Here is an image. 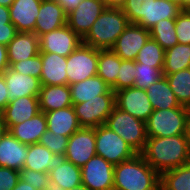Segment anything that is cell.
Segmentation results:
<instances>
[{"label": "cell", "instance_id": "cell-1", "mask_svg": "<svg viewBox=\"0 0 190 190\" xmlns=\"http://www.w3.org/2000/svg\"><path fill=\"white\" fill-rule=\"evenodd\" d=\"M140 154L159 174L190 162V148L185 135L148 137Z\"/></svg>", "mask_w": 190, "mask_h": 190}, {"label": "cell", "instance_id": "cell-2", "mask_svg": "<svg viewBox=\"0 0 190 190\" xmlns=\"http://www.w3.org/2000/svg\"><path fill=\"white\" fill-rule=\"evenodd\" d=\"M114 190H160V174L141 154L114 166Z\"/></svg>", "mask_w": 190, "mask_h": 190}, {"label": "cell", "instance_id": "cell-3", "mask_svg": "<svg viewBox=\"0 0 190 190\" xmlns=\"http://www.w3.org/2000/svg\"><path fill=\"white\" fill-rule=\"evenodd\" d=\"M129 24L121 8L106 7L82 39V43L99 50L111 49Z\"/></svg>", "mask_w": 190, "mask_h": 190}, {"label": "cell", "instance_id": "cell-4", "mask_svg": "<svg viewBox=\"0 0 190 190\" xmlns=\"http://www.w3.org/2000/svg\"><path fill=\"white\" fill-rule=\"evenodd\" d=\"M105 125L122 137L138 154L143 151L148 138L146 122L115 106Z\"/></svg>", "mask_w": 190, "mask_h": 190}, {"label": "cell", "instance_id": "cell-5", "mask_svg": "<svg viewBox=\"0 0 190 190\" xmlns=\"http://www.w3.org/2000/svg\"><path fill=\"white\" fill-rule=\"evenodd\" d=\"M190 108L153 110L146 121L147 137L185 135Z\"/></svg>", "mask_w": 190, "mask_h": 190}, {"label": "cell", "instance_id": "cell-6", "mask_svg": "<svg viewBox=\"0 0 190 190\" xmlns=\"http://www.w3.org/2000/svg\"><path fill=\"white\" fill-rule=\"evenodd\" d=\"M96 155L114 166L138 154L122 137L105 124L95 127Z\"/></svg>", "mask_w": 190, "mask_h": 190}, {"label": "cell", "instance_id": "cell-7", "mask_svg": "<svg viewBox=\"0 0 190 190\" xmlns=\"http://www.w3.org/2000/svg\"><path fill=\"white\" fill-rule=\"evenodd\" d=\"M81 127L95 128L106 123L115 105V94H102L97 98L72 105Z\"/></svg>", "mask_w": 190, "mask_h": 190}, {"label": "cell", "instance_id": "cell-8", "mask_svg": "<svg viewBox=\"0 0 190 190\" xmlns=\"http://www.w3.org/2000/svg\"><path fill=\"white\" fill-rule=\"evenodd\" d=\"M98 49L81 43L68 57L66 73L68 85L97 75Z\"/></svg>", "mask_w": 190, "mask_h": 190}, {"label": "cell", "instance_id": "cell-9", "mask_svg": "<svg viewBox=\"0 0 190 190\" xmlns=\"http://www.w3.org/2000/svg\"><path fill=\"white\" fill-rule=\"evenodd\" d=\"M95 155V128L81 127L68 138L63 158L75 166L82 167Z\"/></svg>", "mask_w": 190, "mask_h": 190}, {"label": "cell", "instance_id": "cell-10", "mask_svg": "<svg viewBox=\"0 0 190 190\" xmlns=\"http://www.w3.org/2000/svg\"><path fill=\"white\" fill-rule=\"evenodd\" d=\"M114 165L95 155L81 167L82 184L90 190L113 189Z\"/></svg>", "mask_w": 190, "mask_h": 190}, {"label": "cell", "instance_id": "cell-11", "mask_svg": "<svg viewBox=\"0 0 190 190\" xmlns=\"http://www.w3.org/2000/svg\"><path fill=\"white\" fill-rule=\"evenodd\" d=\"M40 52L55 53L68 57L82 39L66 24L65 26L38 37Z\"/></svg>", "mask_w": 190, "mask_h": 190}, {"label": "cell", "instance_id": "cell-12", "mask_svg": "<svg viewBox=\"0 0 190 190\" xmlns=\"http://www.w3.org/2000/svg\"><path fill=\"white\" fill-rule=\"evenodd\" d=\"M115 105L137 119L146 122L153 112L151 102L144 89L135 87L115 91Z\"/></svg>", "mask_w": 190, "mask_h": 190}, {"label": "cell", "instance_id": "cell-13", "mask_svg": "<svg viewBox=\"0 0 190 190\" xmlns=\"http://www.w3.org/2000/svg\"><path fill=\"white\" fill-rule=\"evenodd\" d=\"M106 7L103 0H82L67 14V25L83 39Z\"/></svg>", "mask_w": 190, "mask_h": 190}, {"label": "cell", "instance_id": "cell-14", "mask_svg": "<svg viewBox=\"0 0 190 190\" xmlns=\"http://www.w3.org/2000/svg\"><path fill=\"white\" fill-rule=\"evenodd\" d=\"M150 38L148 29L129 24L111 48L122 60H136L138 52Z\"/></svg>", "mask_w": 190, "mask_h": 190}, {"label": "cell", "instance_id": "cell-15", "mask_svg": "<svg viewBox=\"0 0 190 190\" xmlns=\"http://www.w3.org/2000/svg\"><path fill=\"white\" fill-rule=\"evenodd\" d=\"M67 24V13L56 0H42L34 33L39 37Z\"/></svg>", "mask_w": 190, "mask_h": 190}, {"label": "cell", "instance_id": "cell-16", "mask_svg": "<svg viewBox=\"0 0 190 190\" xmlns=\"http://www.w3.org/2000/svg\"><path fill=\"white\" fill-rule=\"evenodd\" d=\"M41 3L42 0H14L9 11L18 32H34Z\"/></svg>", "mask_w": 190, "mask_h": 190}, {"label": "cell", "instance_id": "cell-17", "mask_svg": "<svg viewBox=\"0 0 190 190\" xmlns=\"http://www.w3.org/2000/svg\"><path fill=\"white\" fill-rule=\"evenodd\" d=\"M39 112L38 96H24L10 100L1 113L7 128H9L31 119Z\"/></svg>", "mask_w": 190, "mask_h": 190}, {"label": "cell", "instance_id": "cell-18", "mask_svg": "<svg viewBox=\"0 0 190 190\" xmlns=\"http://www.w3.org/2000/svg\"><path fill=\"white\" fill-rule=\"evenodd\" d=\"M3 76L10 100L24 96H39L41 89L40 79L16 72L10 67L5 70Z\"/></svg>", "mask_w": 190, "mask_h": 190}, {"label": "cell", "instance_id": "cell-19", "mask_svg": "<svg viewBox=\"0 0 190 190\" xmlns=\"http://www.w3.org/2000/svg\"><path fill=\"white\" fill-rule=\"evenodd\" d=\"M52 187L56 190H69L82 184L81 167L61 157L48 172Z\"/></svg>", "mask_w": 190, "mask_h": 190}, {"label": "cell", "instance_id": "cell-20", "mask_svg": "<svg viewBox=\"0 0 190 190\" xmlns=\"http://www.w3.org/2000/svg\"><path fill=\"white\" fill-rule=\"evenodd\" d=\"M41 60V85H68L67 57L50 52H41Z\"/></svg>", "mask_w": 190, "mask_h": 190}, {"label": "cell", "instance_id": "cell-21", "mask_svg": "<svg viewBox=\"0 0 190 190\" xmlns=\"http://www.w3.org/2000/svg\"><path fill=\"white\" fill-rule=\"evenodd\" d=\"M28 154V145L21 143L9 132L0 141V167L21 171Z\"/></svg>", "mask_w": 190, "mask_h": 190}, {"label": "cell", "instance_id": "cell-22", "mask_svg": "<svg viewBox=\"0 0 190 190\" xmlns=\"http://www.w3.org/2000/svg\"><path fill=\"white\" fill-rule=\"evenodd\" d=\"M39 53V39L34 32H18L7 45L9 66Z\"/></svg>", "mask_w": 190, "mask_h": 190}, {"label": "cell", "instance_id": "cell-23", "mask_svg": "<svg viewBox=\"0 0 190 190\" xmlns=\"http://www.w3.org/2000/svg\"><path fill=\"white\" fill-rule=\"evenodd\" d=\"M47 130V120L44 112H39L29 120L10 126L8 132L21 143L32 145L39 143L41 136Z\"/></svg>", "mask_w": 190, "mask_h": 190}, {"label": "cell", "instance_id": "cell-24", "mask_svg": "<svg viewBox=\"0 0 190 190\" xmlns=\"http://www.w3.org/2000/svg\"><path fill=\"white\" fill-rule=\"evenodd\" d=\"M38 98L39 109L44 113L73 105L69 85H41Z\"/></svg>", "mask_w": 190, "mask_h": 190}, {"label": "cell", "instance_id": "cell-25", "mask_svg": "<svg viewBox=\"0 0 190 190\" xmlns=\"http://www.w3.org/2000/svg\"><path fill=\"white\" fill-rule=\"evenodd\" d=\"M47 129L53 133L70 137L81 128L73 106L45 112Z\"/></svg>", "mask_w": 190, "mask_h": 190}, {"label": "cell", "instance_id": "cell-26", "mask_svg": "<svg viewBox=\"0 0 190 190\" xmlns=\"http://www.w3.org/2000/svg\"><path fill=\"white\" fill-rule=\"evenodd\" d=\"M69 87L73 104L83 103L92 98H97L98 95L102 94H115V92L98 75L71 84Z\"/></svg>", "mask_w": 190, "mask_h": 190}, {"label": "cell", "instance_id": "cell-27", "mask_svg": "<svg viewBox=\"0 0 190 190\" xmlns=\"http://www.w3.org/2000/svg\"><path fill=\"white\" fill-rule=\"evenodd\" d=\"M153 110L187 108L181 106L165 76L145 89Z\"/></svg>", "mask_w": 190, "mask_h": 190}, {"label": "cell", "instance_id": "cell-28", "mask_svg": "<svg viewBox=\"0 0 190 190\" xmlns=\"http://www.w3.org/2000/svg\"><path fill=\"white\" fill-rule=\"evenodd\" d=\"M122 59L111 49H98L97 75L115 92Z\"/></svg>", "mask_w": 190, "mask_h": 190}, {"label": "cell", "instance_id": "cell-29", "mask_svg": "<svg viewBox=\"0 0 190 190\" xmlns=\"http://www.w3.org/2000/svg\"><path fill=\"white\" fill-rule=\"evenodd\" d=\"M58 158L42 144L35 143L28 145V154L23 168L48 173Z\"/></svg>", "mask_w": 190, "mask_h": 190}, {"label": "cell", "instance_id": "cell-30", "mask_svg": "<svg viewBox=\"0 0 190 190\" xmlns=\"http://www.w3.org/2000/svg\"><path fill=\"white\" fill-rule=\"evenodd\" d=\"M190 68V44L177 43L165 50L163 75Z\"/></svg>", "mask_w": 190, "mask_h": 190}, {"label": "cell", "instance_id": "cell-31", "mask_svg": "<svg viewBox=\"0 0 190 190\" xmlns=\"http://www.w3.org/2000/svg\"><path fill=\"white\" fill-rule=\"evenodd\" d=\"M160 190H190V162L161 173Z\"/></svg>", "mask_w": 190, "mask_h": 190}, {"label": "cell", "instance_id": "cell-32", "mask_svg": "<svg viewBox=\"0 0 190 190\" xmlns=\"http://www.w3.org/2000/svg\"><path fill=\"white\" fill-rule=\"evenodd\" d=\"M164 76L180 105L190 108V68Z\"/></svg>", "mask_w": 190, "mask_h": 190}, {"label": "cell", "instance_id": "cell-33", "mask_svg": "<svg viewBox=\"0 0 190 190\" xmlns=\"http://www.w3.org/2000/svg\"><path fill=\"white\" fill-rule=\"evenodd\" d=\"M150 38L154 39L164 50L178 43L175 31V19H163L149 29Z\"/></svg>", "mask_w": 190, "mask_h": 190}, {"label": "cell", "instance_id": "cell-34", "mask_svg": "<svg viewBox=\"0 0 190 190\" xmlns=\"http://www.w3.org/2000/svg\"><path fill=\"white\" fill-rule=\"evenodd\" d=\"M154 0H126L121 7L131 24H137L147 29L149 9Z\"/></svg>", "mask_w": 190, "mask_h": 190}, {"label": "cell", "instance_id": "cell-35", "mask_svg": "<svg viewBox=\"0 0 190 190\" xmlns=\"http://www.w3.org/2000/svg\"><path fill=\"white\" fill-rule=\"evenodd\" d=\"M182 10L178 5L168 0H154L149 9L147 29L149 30L160 20L175 19Z\"/></svg>", "mask_w": 190, "mask_h": 190}, {"label": "cell", "instance_id": "cell-36", "mask_svg": "<svg viewBox=\"0 0 190 190\" xmlns=\"http://www.w3.org/2000/svg\"><path fill=\"white\" fill-rule=\"evenodd\" d=\"M165 50L154 39L149 38L138 52L135 62L154 68L164 67Z\"/></svg>", "mask_w": 190, "mask_h": 190}, {"label": "cell", "instance_id": "cell-37", "mask_svg": "<svg viewBox=\"0 0 190 190\" xmlns=\"http://www.w3.org/2000/svg\"><path fill=\"white\" fill-rule=\"evenodd\" d=\"M135 88L147 89L148 86L155 83L163 77V68H154L152 66L144 65L143 63L135 62Z\"/></svg>", "mask_w": 190, "mask_h": 190}, {"label": "cell", "instance_id": "cell-38", "mask_svg": "<svg viewBox=\"0 0 190 190\" xmlns=\"http://www.w3.org/2000/svg\"><path fill=\"white\" fill-rule=\"evenodd\" d=\"M68 138L69 137L67 136H63L60 134L58 135L47 129L45 133L41 136L39 143L49 149L57 157L61 158L65 155Z\"/></svg>", "mask_w": 190, "mask_h": 190}, {"label": "cell", "instance_id": "cell-39", "mask_svg": "<svg viewBox=\"0 0 190 190\" xmlns=\"http://www.w3.org/2000/svg\"><path fill=\"white\" fill-rule=\"evenodd\" d=\"M20 179L32 185L37 190H49L53 188L48 173L23 168L20 171Z\"/></svg>", "mask_w": 190, "mask_h": 190}, {"label": "cell", "instance_id": "cell-40", "mask_svg": "<svg viewBox=\"0 0 190 190\" xmlns=\"http://www.w3.org/2000/svg\"><path fill=\"white\" fill-rule=\"evenodd\" d=\"M9 67L16 72L40 79L42 71L41 52L32 58L12 63Z\"/></svg>", "mask_w": 190, "mask_h": 190}, {"label": "cell", "instance_id": "cell-41", "mask_svg": "<svg viewBox=\"0 0 190 190\" xmlns=\"http://www.w3.org/2000/svg\"><path fill=\"white\" fill-rule=\"evenodd\" d=\"M135 71V61L122 60L116 82V91L134 86Z\"/></svg>", "mask_w": 190, "mask_h": 190}, {"label": "cell", "instance_id": "cell-42", "mask_svg": "<svg viewBox=\"0 0 190 190\" xmlns=\"http://www.w3.org/2000/svg\"><path fill=\"white\" fill-rule=\"evenodd\" d=\"M175 31L178 43L190 44V10L183 9L175 18Z\"/></svg>", "mask_w": 190, "mask_h": 190}, {"label": "cell", "instance_id": "cell-43", "mask_svg": "<svg viewBox=\"0 0 190 190\" xmlns=\"http://www.w3.org/2000/svg\"><path fill=\"white\" fill-rule=\"evenodd\" d=\"M20 179V171L0 167V190H13Z\"/></svg>", "mask_w": 190, "mask_h": 190}, {"label": "cell", "instance_id": "cell-44", "mask_svg": "<svg viewBox=\"0 0 190 190\" xmlns=\"http://www.w3.org/2000/svg\"><path fill=\"white\" fill-rule=\"evenodd\" d=\"M18 33L13 24L0 25V44L7 46Z\"/></svg>", "mask_w": 190, "mask_h": 190}, {"label": "cell", "instance_id": "cell-45", "mask_svg": "<svg viewBox=\"0 0 190 190\" xmlns=\"http://www.w3.org/2000/svg\"><path fill=\"white\" fill-rule=\"evenodd\" d=\"M10 99L8 89L6 87V81L3 74H0V112L8 105Z\"/></svg>", "mask_w": 190, "mask_h": 190}, {"label": "cell", "instance_id": "cell-46", "mask_svg": "<svg viewBox=\"0 0 190 190\" xmlns=\"http://www.w3.org/2000/svg\"><path fill=\"white\" fill-rule=\"evenodd\" d=\"M7 68H9L7 46L0 44V74H3Z\"/></svg>", "mask_w": 190, "mask_h": 190}, {"label": "cell", "instance_id": "cell-47", "mask_svg": "<svg viewBox=\"0 0 190 190\" xmlns=\"http://www.w3.org/2000/svg\"><path fill=\"white\" fill-rule=\"evenodd\" d=\"M56 1L64 8V11L68 14L73 9H76L78 4L82 0H56Z\"/></svg>", "mask_w": 190, "mask_h": 190}, {"label": "cell", "instance_id": "cell-48", "mask_svg": "<svg viewBox=\"0 0 190 190\" xmlns=\"http://www.w3.org/2000/svg\"><path fill=\"white\" fill-rule=\"evenodd\" d=\"M12 24L10 19L9 7H4L0 5V25Z\"/></svg>", "mask_w": 190, "mask_h": 190}, {"label": "cell", "instance_id": "cell-49", "mask_svg": "<svg viewBox=\"0 0 190 190\" xmlns=\"http://www.w3.org/2000/svg\"><path fill=\"white\" fill-rule=\"evenodd\" d=\"M13 190H37L32 185L27 184L23 180L19 179L17 185L13 188Z\"/></svg>", "mask_w": 190, "mask_h": 190}, {"label": "cell", "instance_id": "cell-50", "mask_svg": "<svg viewBox=\"0 0 190 190\" xmlns=\"http://www.w3.org/2000/svg\"><path fill=\"white\" fill-rule=\"evenodd\" d=\"M107 7L121 8L126 0H103Z\"/></svg>", "mask_w": 190, "mask_h": 190}, {"label": "cell", "instance_id": "cell-51", "mask_svg": "<svg viewBox=\"0 0 190 190\" xmlns=\"http://www.w3.org/2000/svg\"><path fill=\"white\" fill-rule=\"evenodd\" d=\"M7 132L8 128L3 120L2 113L0 112V141Z\"/></svg>", "mask_w": 190, "mask_h": 190}, {"label": "cell", "instance_id": "cell-52", "mask_svg": "<svg viewBox=\"0 0 190 190\" xmlns=\"http://www.w3.org/2000/svg\"><path fill=\"white\" fill-rule=\"evenodd\" d=\"M185 137L187 139V142L190 148V112L188 114L187 121H186Z\"/></svg>", "mask_w": 190, "mask_h": 190}, {"label": "cell", "instance_id": "cell-53", "mask_svg": "<svg viewBox=\"0 0 190 190\" xmlns=\"http://www.w3.org/2000/svg\"><path fill=\"white\" fill-rule=\"evenodd\" d=\"M14 0H0V5L4 7H10Z\"/></svg>", "mask_w": 190, "mask_h": 190}, {"label": "cell", "instance_id": "cell-54", "mask_svg": "<svg viewBox=\"0 0 190 190\" xmlns=\"http://www.w3.org/2000/svg\"><path fill=\"white\" fill-rule=\"evenodd\" d=\"M169 2L175 3L180 8L184 9V0H168Z\"/></svg>", "mask_w": 190, "mask_h": 190}, {"label": "cell", "instance_id": "cell-55", "mask_svg": "<svg viewBox=\"0 0 190 190\" xmlns=\"http://www.w3.org/2000/svg\"><path fill=\"white\" fill-rule=\"evenodd\" d=\"M69 190H90L89 188H87L86 186H84L83 184H80L74 188H71Z\"/></svg>", "mask_w": 190, "mask_h": 190}, {"label": "cell", "instance_id": "cell-56", "mask_svg": "<svg viewBox=\"0 0 190 190\" xmlns=\"http://www.w3.org/2000/svg\"><path fill=\"white\" fill-rule=\"evenodd\" d=\"M184 9L190 10V0H184Z\"/></svg>", "mask_w": 190, "mask_h": 190}]
</instances>
